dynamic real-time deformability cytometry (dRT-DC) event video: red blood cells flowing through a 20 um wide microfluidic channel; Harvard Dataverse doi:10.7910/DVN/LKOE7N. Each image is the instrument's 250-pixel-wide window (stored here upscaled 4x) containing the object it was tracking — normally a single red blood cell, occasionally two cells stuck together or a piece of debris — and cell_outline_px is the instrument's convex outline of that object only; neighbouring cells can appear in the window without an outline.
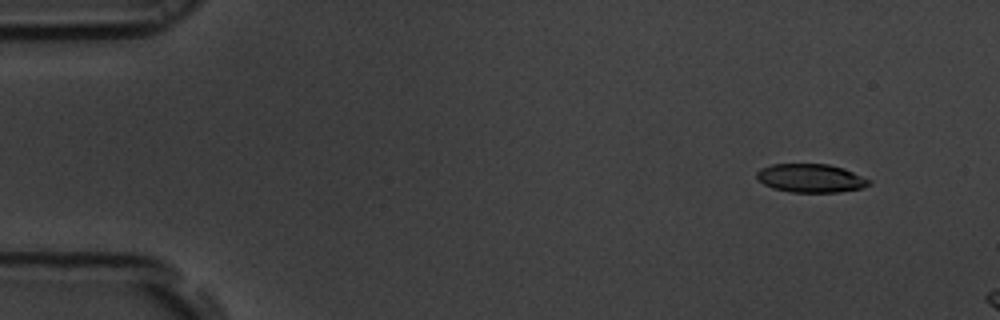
{"species": "common noctule bat (a hibernating species)", "species_latin": "Nyctalus noctula", "temperature_condition": "room temperature", "stored_images_in_passage": 7, "camera_frame_rate_fps": 3000, "um_per_image_px": 0.085, "animal": {"sex": "male", "body_mass_g": 19.5, "forearm_length_mm": 54.6}, "frame": {"image": 1, "passage_image": 1, "time_ms": 0.0, "image_size_px": [1000, 320], "cell_outline_px": [[872, 184], [860, 188], [840, 192], [792, 192], [772, 188], [756, 180], [756, 172], [760, 168], [772, 164], [828, 164], [844, 168], [872, 180]], "centroid_in_image_um": [68.91, 15.14], "position_along_channel_um": 16.1, "area_um2": 18.84}}